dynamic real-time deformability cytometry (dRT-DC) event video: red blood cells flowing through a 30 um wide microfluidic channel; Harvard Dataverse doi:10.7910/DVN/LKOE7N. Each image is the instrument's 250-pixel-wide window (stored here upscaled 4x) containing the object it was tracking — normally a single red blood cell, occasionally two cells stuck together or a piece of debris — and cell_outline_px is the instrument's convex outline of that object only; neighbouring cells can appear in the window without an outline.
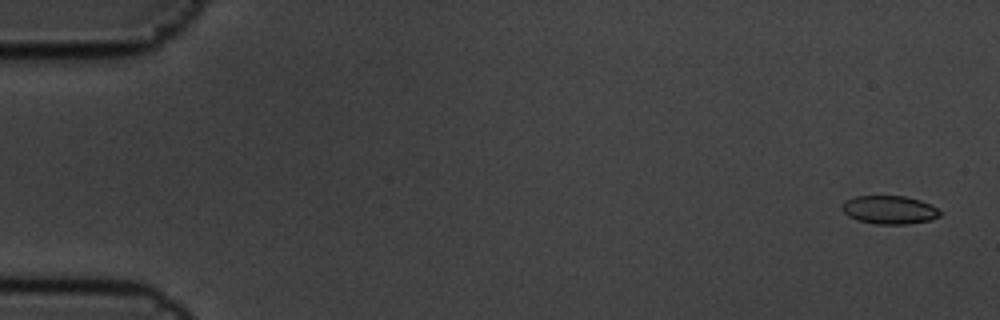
{"species": "common noctule bat (a hibernating species)", "species_latin": "Nyctalus noctula", "temperature_condition": "cold", "stored_images_in_passage": 7, "camera_frame_rate_fps": 3000, "um_per_image_px": 0.085, "animal": {"sex": "male", "body_mass_g": 19.5, "forearm_length_mm": 54.6}, "frame": {"image": 1, "passage_image": 1, "time_ms": 0.0, "image_size_px": [1000, 320], "cell_outline_px": [[940, 216], [932, 220], [908, 224], [876, 224], [856, 220], [848, 216], [840, 208], [840, 204], [844, 200], [856, 196], [904, 196], [920, 200], [936, 208], [940, 212]], "centroid_in_image_um": [75.54, 17.84], "position_along_channel_um": 9.5, "area_um2": 16.3}}
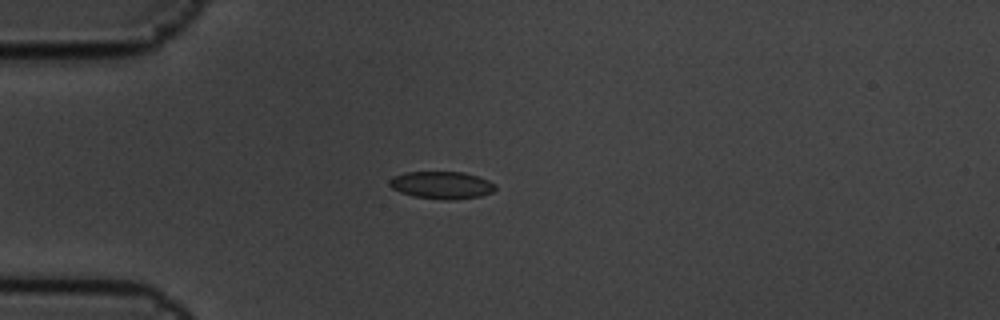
{"frame": {"image": 2, "passage_image": 5, "time_ms": 1.333, "image_size_px": [1000, 320], "cell_outline_px": [[496, 188], [492, 192], [480, 196], [452, 200], [444, 200], [416, 196], [400, 192], [392, 188], [388, 184], [388, 180], [404, 172], [464, 172], [480, 176], [496, 184]], "centroid_in_image_um": [37.57, 15.73], "position_along_channel_um": 47.4, "area_um2": 16.94}}
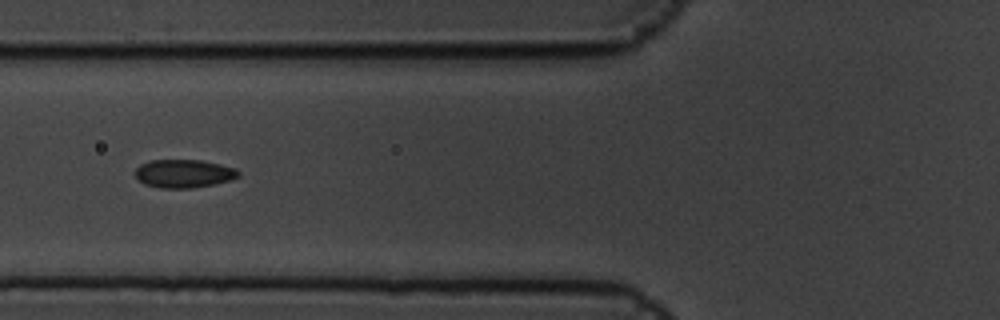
{"frame": {"image": 3, "passage_image": 7, "time_ms": 2.0, "image_size_px": [1000, 320], "cell_outline_px": [[240, 176], [228, 180], [212, 184], [192, 188], [160, 188], [144, 184], [132, 172], [140, 164], [152, 160], [200, 160], [220, 164], [236, 168], [240, 172]], "centroid_in_image_um": [15.6, 14.75], "position_along_channel_um": 110.2, "area_um2": 16.99}}